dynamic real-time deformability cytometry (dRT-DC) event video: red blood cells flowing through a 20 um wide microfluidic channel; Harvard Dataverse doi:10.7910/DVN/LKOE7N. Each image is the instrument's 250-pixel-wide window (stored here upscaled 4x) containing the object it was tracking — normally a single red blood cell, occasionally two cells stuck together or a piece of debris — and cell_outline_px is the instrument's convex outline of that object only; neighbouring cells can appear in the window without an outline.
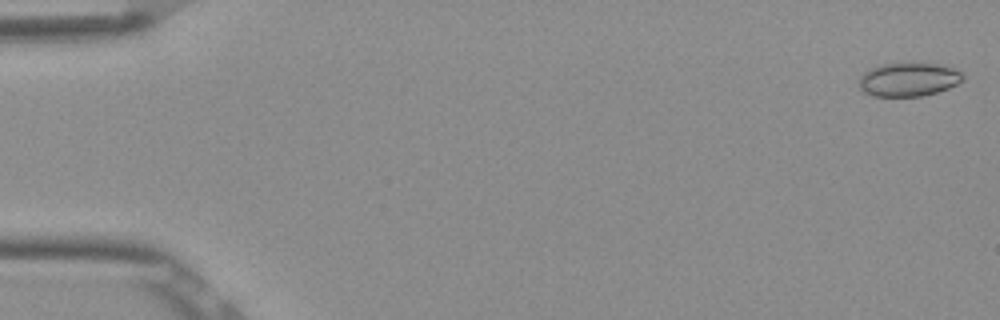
{"species": "Egyptian fruit bat (a non-hibernating species)", "species_latin": "Rousettus aegyptiacus", "temperature_condition": "room temperature", "stored_images_in_passage": 6, "camera_frame_rate_fps": 3000, "um_per_image_px": 0.085, "frame": {"image": 1, "passage_image": 1, "time_ms": 0.0, "image_size_px": [1000, 320], "cell_outline_px": [[964, 80], [948, 88], [924, 96], [872, 96], [864, 92], [860, 88], [860, 76], [868, 68], [880, 64], [912, 60], [944, 64], [960, 72], [964, 76]], "centroid_in_image_um": [77.23, 6.7], "position_along_channel_um": 7.8, "area_um2": 21.21}}